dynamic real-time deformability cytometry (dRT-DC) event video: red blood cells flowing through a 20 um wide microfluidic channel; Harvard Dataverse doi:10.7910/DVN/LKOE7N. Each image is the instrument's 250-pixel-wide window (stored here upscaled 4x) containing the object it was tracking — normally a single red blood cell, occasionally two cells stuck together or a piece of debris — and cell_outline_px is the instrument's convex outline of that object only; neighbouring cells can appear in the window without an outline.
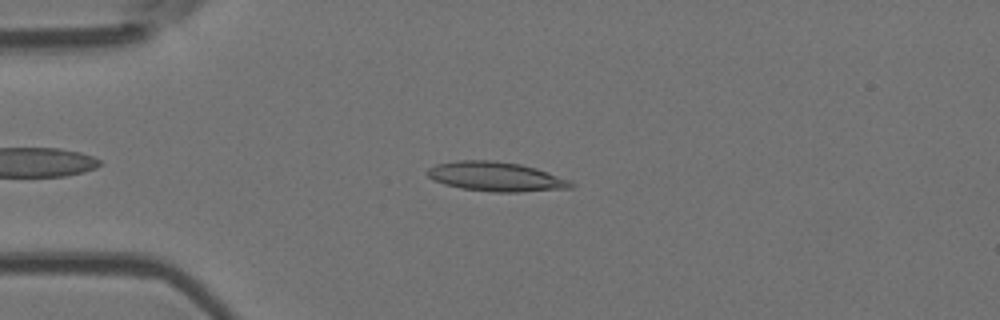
{"species": "Egyptian fruit bat (a non-hibernating species)", "species_latin": "Rousettus aegyptiacus", "temperature_condition": "room temperature", "stored_images_in_passage": 39, "camera_frame_rate_fps": 3000, "um_per_image_px": 0.085, "animal": {"sex": "female"}, "frame": {"image": 1, "passage_image": 3, "time_ms": 0.667, "image_size_px": [1000, 320], "cell_outline_px": [[576, 184], [572, 188], [516, 192], [492, 192], [460, 188], [444, 184], [432, 180], [424, 172], [428, 168], [436, 164], [456, 160], [492, 160], [520, 164], [536, 168], [572, 180]], "centroid_in_image_um": [42.15, 15.01], "position_along_channel_um": 42.9, "area_um2": 24.91}}
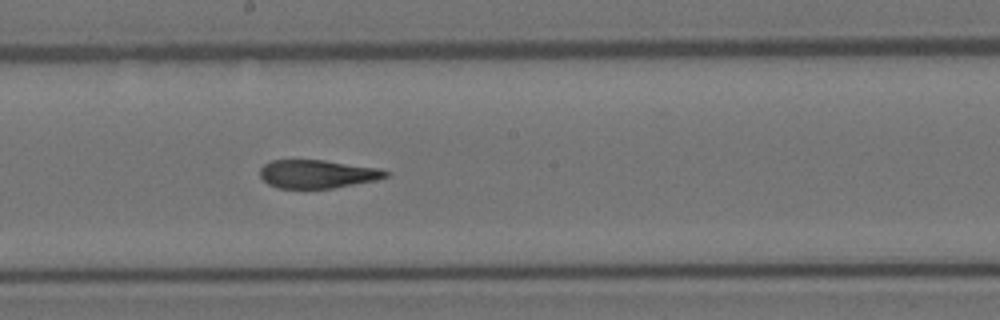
{"frame": {"image": 2, "passage_image": 19, "time_ms": 6.0, "image_size_px": [1000, 320], "cell_outline_px": [[388, 176], [376, 180], [332, 188], [280, 188], [268, 184], [260, 176], [260, 168], [264, 164], [272, 160], [324, 160], [380, 168], [388, 172]], "centroid_in_image_um": [26.97, 14.78], "position_along_channel_um": 221.2, "area_um2": 20.63}}
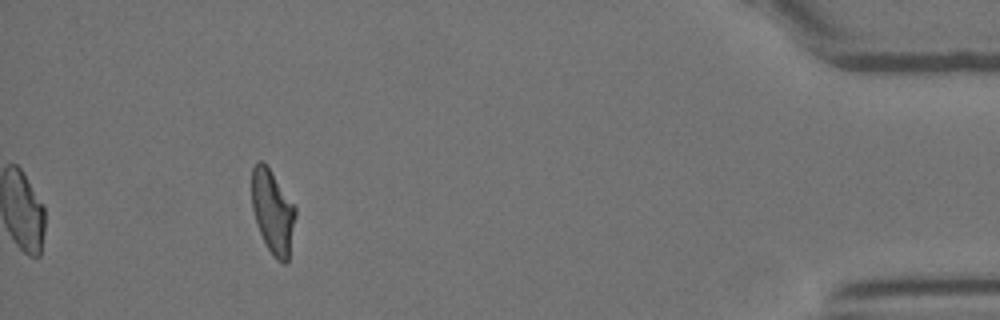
{"frame": {"image": 3, "passage_image": 39, "time_ms": 12.667, "image_size_px": [1000, 320], "cell_outline_px": [[296, 216], [288, 260], [284, 264], [276, 260], [268, 248], [256, 224], [252, 208], [252, 168], [260, 160], [264, 160], [268, 164], [296, 208]], "centroid_in_image_um": [23.18, 17.96], "position_along_channel_um": 412.0, "area_um2": 21.44}, "authors_computed_cell_mechanics": {"area_um2": 22.1374, "velocity_mm_per_s": 3.7696, "shape_relaxation_time_tau1_ms": 10.6537, "shape_relaxation_time_tau2_ms": 2.0626, "deformation_change_tau1": 0.2963, "deformation_change_tau2": 0.103}}